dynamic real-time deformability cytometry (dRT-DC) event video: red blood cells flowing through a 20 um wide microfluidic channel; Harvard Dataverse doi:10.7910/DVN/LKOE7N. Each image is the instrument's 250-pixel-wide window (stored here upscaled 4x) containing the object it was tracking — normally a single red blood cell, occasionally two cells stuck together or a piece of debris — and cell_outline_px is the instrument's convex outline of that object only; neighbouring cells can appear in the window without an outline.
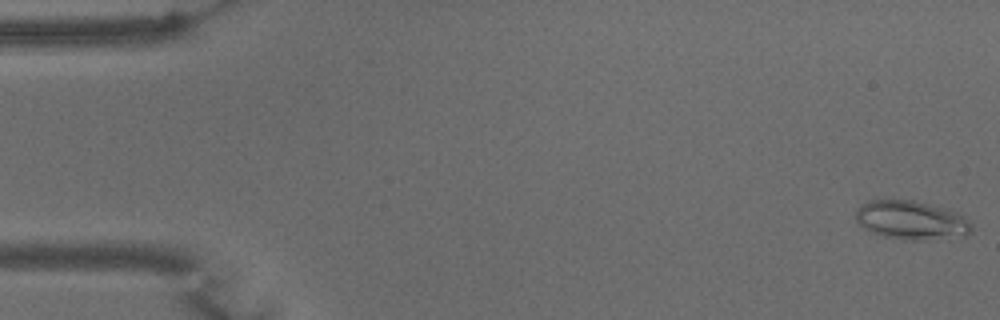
{"species": "common noctule bat (a hibernating species)", "species_latin": "Nyctalus noctula", "temperature_condition": "warm", "stored_images_in_passage": 57, "camera_frame_rate_fps": 3000, "um_per_image_px": 0.085, "animal": {"sex": "male", "body_mass_g": 15.6}, "frame": {"image": 1, "passage_image": 1, "time_ms": 0.0, "image_size_px": [1000, 320], "cell_outline_px": [[972, 232], [964, 236], [916, 240], [904, 240], [884, 236], [872, 232], [864, 228], [856, 220], [856, 208], [860, 204], [868, 200], [912, 200], [928, 204], [956, 212], [964, 216], [972, 224]], "centroid_in_image_um": [77.44, 18.71], "position_along_channel_um": 7.6, "area_um2": 26.07}}
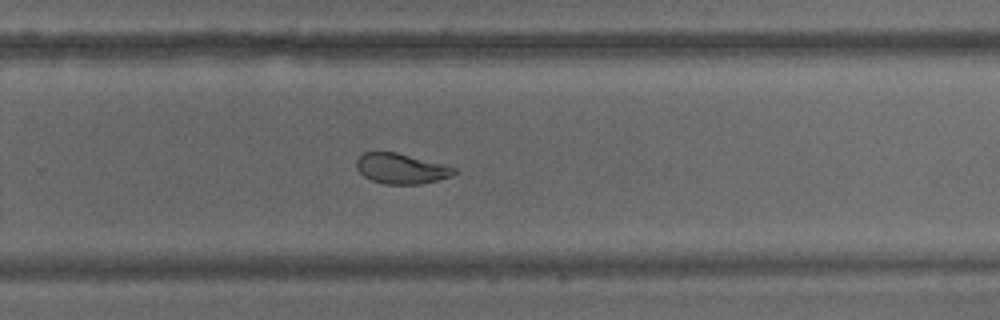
{"frame": {"image": 2, "passage_image": 37, "time_ms": 12.0, "image_size_px": [1000, 320], "cell_outline_px": [[460, 172], [452, 176], [420, 184], [384, 184], [372, 180], [364, 176], [356, 168], [356, 160], [364, 152], [396, 152], [448, 164], [456, 168]], "centroid_in_image_um": [34.16, 14.32], "position_along_channel_um": 295.6, "area_um2": 17.51}}
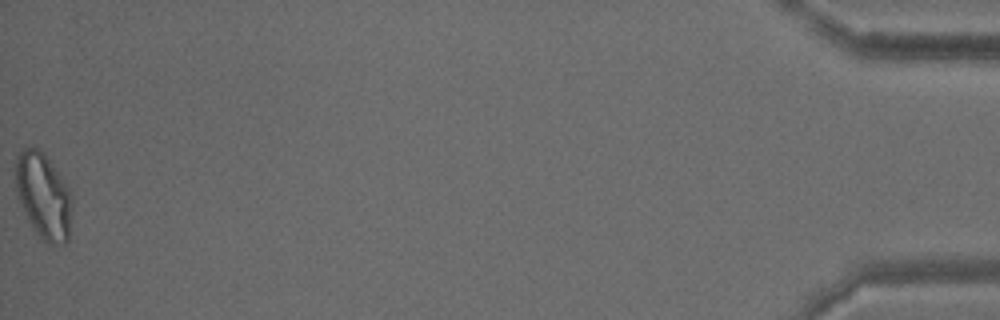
{"frame": {"image": 3, "passage_image": 57, "time_ms": 18.667, "image_size_px": [1000, 320], "cell_outline_px": [[72, 204], [68, 240], [64, 244], [48, 244], [40, 240], [32, 228], [20, 204], [16, 192], [16, 160], [20, 152], [24, 148], [36, 148], [44, 152], [72, 192]], "centroid_in_image_um": [3.71, 16.69], "position_along_channel_um": 431.5, "area_um2": 28.44}, "authors_computed_cell_mechanics": {"area_um2": 20.4034, "velocity_mm_per_s": 3.5412, "shape_relaxation_time_tau1_ms": null, "shape_relaxation_time_tau2_ms": 1.7643, "deformation_change_tau1": null, "deformation_change_tau2": 0.0723}}